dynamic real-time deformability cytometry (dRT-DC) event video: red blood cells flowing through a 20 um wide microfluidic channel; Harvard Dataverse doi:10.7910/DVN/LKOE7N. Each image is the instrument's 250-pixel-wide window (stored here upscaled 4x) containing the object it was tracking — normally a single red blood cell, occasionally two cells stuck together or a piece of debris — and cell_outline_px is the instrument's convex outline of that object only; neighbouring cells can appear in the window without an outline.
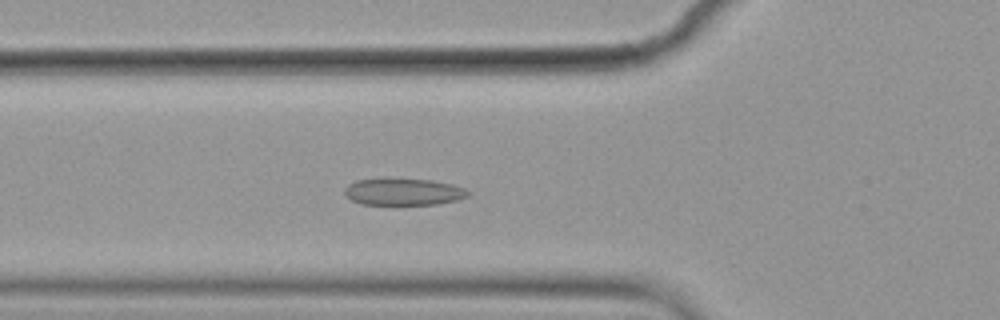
{"species": "common noctule bat (a hibernating species)", "species_latin": "Nyctalus noctula", "temperature_condition": "cold", "stored_images_in_passage": 57, "camera_frame_rate_fps": 3000, "um_per_image_px": 0.085, "animal": {"sex": "female", "body_mass_g": 19.9}, "frame": {"image": 1, "passage_image": 20, "time_ms": 6.333, "image_size_px": [1000, 320], "cell_outline_px": [[472, 192], [468, 196], [456, 200], [436, 204], [396, 208], [360, 204], [344, 196], [344, 188], [348, 184], [356, 180], [432, 180], [452, 184], [464, 188]], "centroid_in_image_um": [34.27, 16.38], "position_along_channel_um": 91.5, "area_um2": 20.06}}
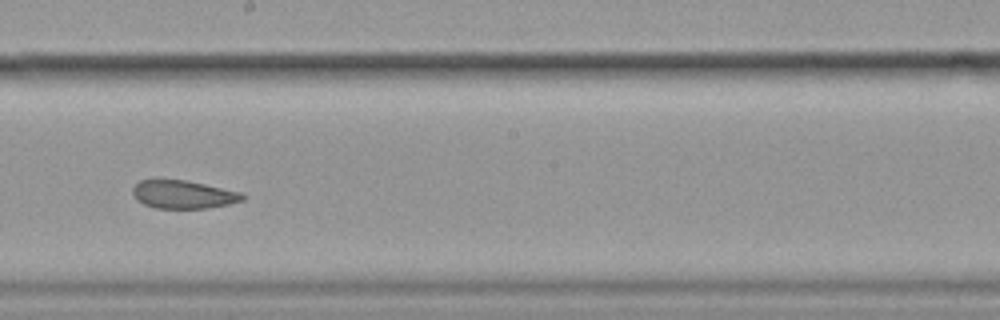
{"frame": {"image": 2, "passage_image": 32, "time_ms": 10.333, "image_size_px": [1000, 320], "cell_outline_px": [[244, 200], [228, 204], [208, 208], [156, 208], [144, 204], [136, 200], [132, 192], [132, 188], [140, 180], [184, 180], [204, 184], [240, 192], [244, 196]], "centroid_in_image_um": [15.55, 16.53], "position_along_channel_um": 232.7, "area_um2": 17.8}}
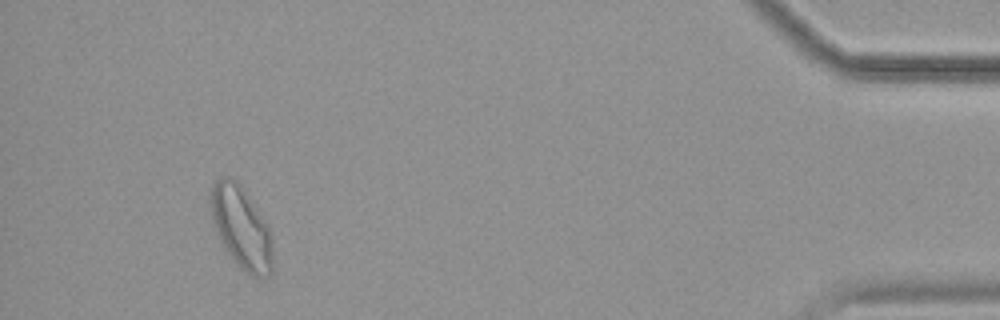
{"frame": {"image": 3, "passage_image": 53, "time_ms": 17.333, "image_size_px": [1000, 320], "cell_outline_px": [[272, 272], [268, 276], [260, 280], [252, 276], [240, 268], [236, 264], [224, 248], [216, 232], [212, 220], [212, 184], [216, 180], [224, 176], [232, 176], [236, 180], [268, 224], [272, 240]], "centroid_in_image_um": [20.53, 19.4], "position_along_channel_um": 414.7, "area_um2": 29.65}, "authors_computed_cell_mechanics": {"area_um2": 21.5016, "velocity_mm_per_s": 3.5347, "shape_relaxation_time_tau1_ms": 10.4642, "shape_relaxation_time_tau2_ms": 1.5353, "deformation_change_tau1": 0.1287, "deformation_change_tau2": 0.0651}}